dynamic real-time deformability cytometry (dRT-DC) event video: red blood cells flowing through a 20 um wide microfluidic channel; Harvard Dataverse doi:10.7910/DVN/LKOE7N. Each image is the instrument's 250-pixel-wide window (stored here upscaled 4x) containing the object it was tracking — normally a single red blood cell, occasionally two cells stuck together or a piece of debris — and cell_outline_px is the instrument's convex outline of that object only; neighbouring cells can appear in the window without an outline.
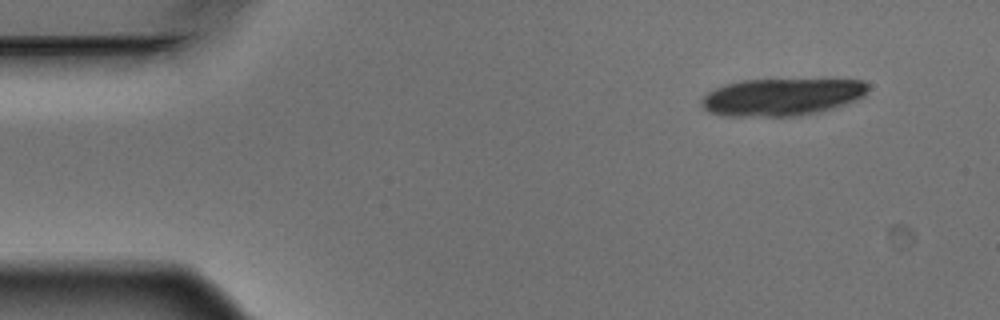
{"species": "Egyptian fruit bat (a non-hibernating species)", "species_latin": "Rousettus aegyptiacus", "temperature_condition": "warm", "stored_images_in_passage": 4, "camera_frame_rate_fps": 3000, "um_per_image_px": 0.085, "animal": {"sex": "male"}, "frame": {"image": 1, "passage_image": 1, "time_ms": 0.0, "image_size_px": [1000, 320], "cell_outline_px": [[868, 92], [864, 96], [856, 100], [820, 112], [800, 116], [728, 116], [708, 112], [700, 104], [700, 100], [708, 92], [724, 84], [740, 80], [864, 80], [868, 84]], "centroid_in_image_um": [66.44, 8.25], "position_along_channel_um": 18.6, "area_um2": 36.24}}